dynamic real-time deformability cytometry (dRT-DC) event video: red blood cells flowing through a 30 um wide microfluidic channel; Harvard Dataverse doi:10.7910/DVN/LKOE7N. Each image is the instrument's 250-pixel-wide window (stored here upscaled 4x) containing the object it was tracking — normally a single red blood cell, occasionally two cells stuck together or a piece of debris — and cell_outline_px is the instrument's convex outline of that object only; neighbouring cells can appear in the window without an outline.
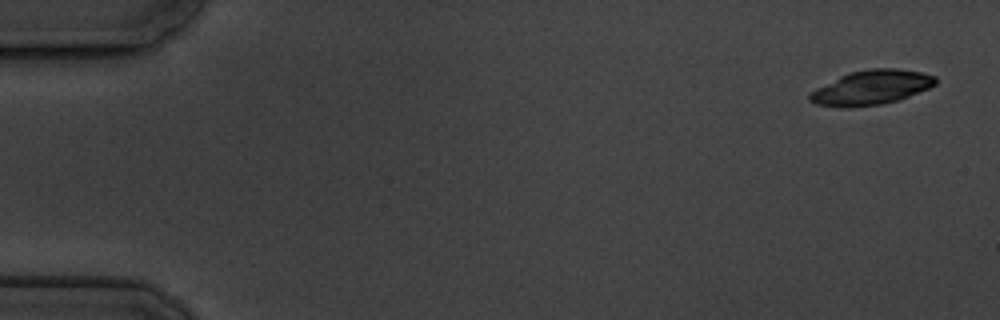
{"species": "common noctule bat (a hibernating species)", "species_latin": "Nyctalus noctula", "temperature_condition": "cold", "stored_images_in_passage": 15, "camera_frame_rate_fps": 3000, "um_per_image_px": 0.085, "animal": {"sex": "male", "body_mass_g": 19.5, "forearm_length_mm": 54.6}, "frame": {"image": 1, "passage_image": 1, "time_ms": 0.0, "image_size_px": [1000, 320], "cell_outline_px": [[936, 84], [928, 88], [900, 100], [884, 104], [848, 108], [840, 108], [816, 104], [808, 100], [808, 96], [816, 88], [840, 76], [852, 72], [872, 68], [896, 68], [920, 72], [936, 76]], "centroid_in_image_um": [74.06, 7.46], "position_along_channel_um": 10.9, "area_um2": 25.32}}
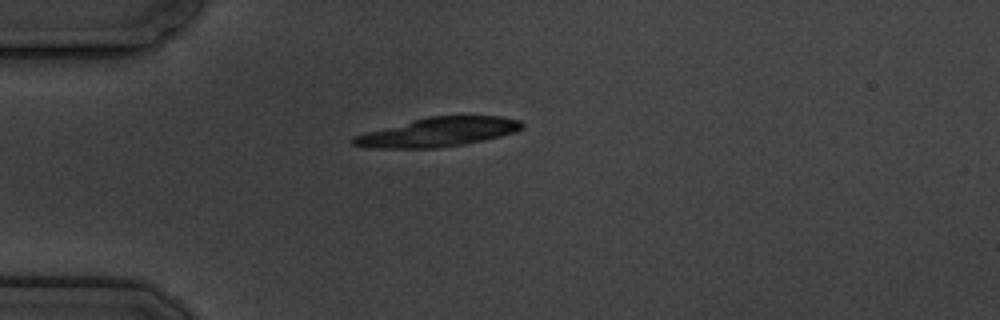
{"frame": {"image": 2, "passage_image": 4, "time_ms": 4.333, "image_size_px": [1000, 320], "cell_outline_px": [[524, 128], [516, 132], [500, 136], [464, 144], [436, 148], [372, 148], [352, 144], [352, 136], [364, 132], [428, 116], [500, 116], [520, 120], [524, 124]], "centroid_in_image_um": [37.24, 11.22], "position_along_channel_um": 47.8, "area_um2": 28.61}}